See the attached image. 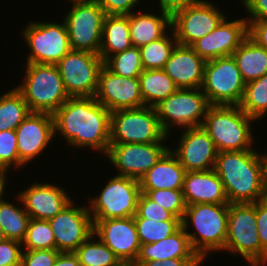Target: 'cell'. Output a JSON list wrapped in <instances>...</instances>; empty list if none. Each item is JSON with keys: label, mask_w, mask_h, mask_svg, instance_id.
I'll list each match as a JSON object with an SVG mask.
<instances>
[{"label": "cell", "mask_w": 267, "mask_h": 266, "mask_svg": "<svg viewBox=\"0 0 267 266\" xmlns=\"http://www.w3.org/2000/svg\"><path fill=\"white\" fill-rule=\"evenodd\" d=\"M111 112L95 97L69 98L54 114V130L73 147H90L107 153Z\"/></svg>", "instance_id": "obj_1"}, {"label": "cell", "mask_w": 267, "mask_h": 266, "mask_svg": "<svg viewBox=\"0 0 267 266\" xmlns=\"http://www.w3.org/2000/svg\"><path fill=\"white\" fill-rule=\"evenodd\" d=\"M214 170L229 203H255L266 198L264 156L255 150L218 152Z\"/></svg>", "instance_id": "obj_2"}, {"label": "cell", "mask_w": 267, "mask_h": 266, "mask_svg": "<svg viewBox=\"0 0 267 266\" xmlns=\"http://www.w3.org/2000/svg\"><path fill=\"white\" fill-rule=\"evenodd\" d=\"M228 204L187 205L181 225L193 250L204 260L212 251H224L227 238ZM191 225L194 233L187 231Z\"/></svg>", "instance_id": "obj_3"}, {"label": "cell", "mask_w": 267, "mask_h": 266, "mask_svg": "<svg viewBox=\"0 0 267 266\" xmlns=\"http://www.w3.org/2000/svg\"><path fill=\"white\" fill-rule=\"evenodd\" d=\"M240 106L211 105L202 127L209 134L218 152L253 149L251 122Z\"/></svg>", "instance_id": "obj_4"}, {"label": "cell", "mask_w": 267, "mask_h": 266, "mask_svg": "<svg viewBox=\"0 0 267 266\" xmlns=\"http://www.w3.org/2000/svg\"><path fill=\"white\" fill-rule=\"evenodd\" d=\"M23 79L15 88L31 112L53 115L70 98L55 64L26 63Z\"/></svg>", "instance_id": "obj_5"}, {"label": "cell", "mask_w": 267, "mask_h": 266, "mask_svg": "<svg viewBox=\"0 0 267 266\" xmlns=\"http://www.w3.org/2000/svg\"><path fill=\"white\" fill-rule=\"evenodd\" d=\"M163 130L154 107L112 111L110 115V143L165 142Z\"/></svg>", "instance_id": "obj_6"}, {"label": "cell", "mask_w": 267, "mask_h": 266, "mask_svg": "<svg viewBox=\"0 0 267 266\" xmlns=\"http://www.w3.org/2000/svg\"><path fill=\"white\" fill-rule=\"evenodd\" d=\"M245 86L233 56L206 61L201 90L210 105L239 106Z\"/></svg>", "instance_id": "obj_7"}, {"label": "cell", "mask_w": 267, "mask_h": 266, "mask_svg": "<svg viewBox=\"0 0 267 266\" xmlns=\"http://www.w3.org/2000/svg\"><path fill=\"white\" fill-rule=\"evenodd\" d=\"M256 202L229 203L227 238L224 250L241 255L248 264L261 263V243L257 231Z\"/></svg>", "instance_id": "obj_8"}, {"label": "cell", "mask_w": 267, "mask_h": 266, "mask_svg": "<svg viewBox=\"0 0 267 266\" xmlns=\"http://www.w3.org/2000/svg\"><path fill=\"white\" fill-rule=\"evenodd\" d=\"M201 88H183L160 101L156 114L163 130L170 136V127H200L210 107Z\"/></svg>", "instance_id": "obj_9"}, {"label": "cell", "mask_w": 267, "mask_h": 266, "mask_svg": "<svg viewBox=\"0 0 267 266\" xmlns=\"http://www.w3.org/2000/svg\"><path fill=\"white\" fill-rule=\"evenodd\" d=\"M64 22L72 50L99 54L106 13L96 0H71Z\"/></svg>", "instance_id": "obj_10"}, {"label": "cell", "mask_w": 267, "mask_h": 266, "mask_svg": "<svg viewBox=\"0 0 267 266\" xmlns=\"http://www.w3.org/2000/svg\"><path fill=\"white\" fill-rule=\"evenodd\" d=\"M140 194L138 179L115 175L108 180L99 196L90 198L88 208L91 217L92 219L134 217Z\"/></svg>", "instance_id": "obj_11"}, {"label": "cell", "mask_w": 267, "mask_h": 266, "mask_svg": "<svg viewBox=\"0 0 267 266\" xmlns=\"http://www.w3.org/2000/svg\"><path fill=\"white\" fill-rule=\"evenodd\" d=\"M22 35L29 46L27 63L57 64L72 50L65 22H32Z\"/></svg>", "instance_id": "obj_12"}, {"label": "cell", "mask_w": 267, "mask_h": 266, "mask_svg": "<svg viewBox=\"0 0 267 266\" xmlns=\"http://www.w3.org/2000/svg\"><path fill=\"white\" fill-rule=\"evenodd\" d=\"M70 98L95 97L103 60L99 54L71 50L57 64Z\"/></svg>", "instance_id": "obj_13"}, {"label": "cell", "mask_w": 267, "mask_h": 266, "mask_svg": "<svg viewBox=\"0 0 267 266\" xmlns=\"http://www.w3.org/2000/svg\"><path fill=\"white\" fill-rule=\"evenodd\" d=\"M169 149L163 142L110 143L106 157L118 170V176L139 180Z\"/></svg>", "instance_id": "obj_14"}, {"label": "cell", "mask_w": 267, "mask_h": 266, "mask_svg": "<svg viewBox=\"0 0 267 266\" xmlns=\"http://www.w3.org/2000/svg\"><path fill=\"white\" fill-rule=\"evenodd\" d=\"M216 5L201 1L171 16V29L180 45L190 46L213 31L225 18Z\"/></svg>", "instance_id": "obj_15"}, {"label": "cell", "mask_w": 267, "mask_h": 266, "mask_svg": "<svg viewBox=\"0 0 267 266\" xmlns=\"http://www.w3.org/2000/svg\"><path fill=\"white\" fill-rule=\"evenodd\" d=\"M71 202L61 212L49 219L55 238L56 250L75 252L94 231L89 208L77 207Z\"/></svg>", "instance_id": "obj_16"}, {"label": "cell", "mask_w": 267, "mask_h": 266, "mask_svg": "<svg viewBox=\"0 0 267 266\" xmlns=\"http://www.w3.org/2000/svg\"><path fill=\"white\" fill-rule=\"evenodd\" d=\"M92 220L93 233L115 253L124 265H133L141 247L134 218Z\"/></svg>", "instance_id": "obj_17"}, {"label": "cell", "mask_w": 267, "mask_h": 266, "mask_svg": "<svg viewBox=\"0 0 267 266\" xmlns=\"http://www.w3.org/2000/svg\"><path fill=\"white\" fill-rule=\"evenodd\" d=\"M95 99L110 112L145 106L142 99L139 77L128 78L118 76L104 65L99 71Z\"/></svg>", "instance_id": "obj_18"}, {"label": "cell", "mask_w": 267, "mask_h": 266, "mask_svg": "<svg viewBox=\"0 0 267 266\" xmlns=\"http://www.w3.org/2000/svg\"><path fill=\"white\" fill-rule=\"evenodd\" d=\"M15 130L20 169L43 153L53 140L55 136L53 115L30 112Z\"/></svg>", "instance_id": "obj_19"}, {"label": "cell", "mask_w": 267, "mask_h": 266, "mask_svg": "<svg viewBox=\"0 0 267 266\" xmlns=\"http://www.w3.org/2000/svg\"><path fill=\"white\" fill-rule=\"evenodd\" d=\"M225 17L209 34L196 40L190 47L205 61L232 56L248 37V21H228Z\"/></svg>", "instance_id": "obj_20"}, {"label": "cell", "mask_w": 267, "mask_h": 266, "mask_svg": "<svg viewBox=\"0 0 267 266\" xmlns=\"http://www.w3.org/2000/svg\"><path fill=\"white\" fill-rule=\"evenodd\" d=\"M181 134L177 148L170 151L186 172L213 170L218 151L204 128H184Z\"/></svg>", "instance_id": "obj_21"}, {"label": "cell", "mask_w": 267, "mask_h": 266, "mask_svg": "<svg viewBox=\"0 0 267 266\" xmlns=\"http://www.w3.org/2000/svg\"><path fill=\"white\" fill-rule=\"evenodd\" d=\"M32 219L49 220L61 212L72 200L59 185L35 182L17 194Z\"/></svg>", "instance_id": "obj_22"}, {"label": "cell", "mask_w": 267, "mask_h": 266, "mask_svg": "<svg viewBox=\"0 0 267 266\" xmlns=\"http://www.w3.org/2000/svg\"><path fill=\"white\" fill-rule=\"evenodd\" d=\"M205 63L190 46L177 44L163 70L179 89L201 88Z\"/></svg>", "instance_id": "obj_23"}, {"label": "cell", "mask_w": 267, "mask_h": 266, "mask_svg": "<svg viewBox=\"0 0 267 266\" xmlns=\"http://www.w3.org/2000/svg\"><path fill=\"white\" fill-rule=\"evenodd\" d=\"M182 192L186 205L229 204L224 185L214 169L186 172Z\"/></svg>", "instance_id": "obj_24"}, {"label": "cell", "mask_w": 267, "mask_h": 266, "mask_svg": "<svg viewBox=\"0 0 267 266\" xmlns=\"http://www.w3.org/2000/svg\"><path fill=\"white\" fill-rule=\"evenodd\" d=\"M201 259L193 250L190 240L181 227L177 232L158 242L143 244L139 255L132 266H140L143 262L163 261L166 259Z\"/></svg>", "instance_id": "obj_25"}, {"label": "cell", "mask_w": 267, "mask_h": 266, "mask_svg": "<svg viewBox=\"0 0 267 266\" xmlns=\"http://www.w3.org/2000/svg\"><path fill=\"white\" fill-rule=\"evenodd\" d=\"M186 170L170 149L140 179L141 190L182 189Z\"/></svg>", "instance_id": "obj_26"}, {"label": "cell", "mask_w": 267, "mask_h": 266, "mask_svg": "<svg viewBox=\"0 0 267 266\" xmlns=\"http://www.w3.org/2000/svg\"><path fill=\"white\" fill-rule=\"evenodd\" d=\"M161 15L134 10L127 15L129 33L133 46L138 48L167 35V27L171 29V15L160 11Z\"/></svg>", "instance_id": "obj_27"}, {"label": "cell", "mask_w": 267, "mask_h": 266, "mask_svg": "<svg viewBox=\"0 0 267 266\" xmlns=\"http://www.w3.org/2000/svg\"><path fill=\"white\" fill-rule=\"evenodd\" d=\"M127 15H106L103 23L99 56L103 62L113 54L131 48Z\"/></svg>", "instance_id": "obj_28"}, {"label": "cell", "mask_w": 267, "mask_h": 266, "mask_svg": "<svg viewBox=\"0 0 267 266\" xmlns=\"http://www.w3.org/2000/svg\"><path fill=\"white\" fill-rule=\"evenodd\" d=\"M232 56L246 83L267 74V50L249 36L233 52Z\"/></svg>", "instance_id": "obj_29"}, {"label": "cell", "mask_w": 267, "mask_h": 266, "mask_svg": "<svg viewBox=\"0 0 267 266\" xmlns=\"http://www.w3.org/2000/svg\"><path fill=\"white\" fill-rule=\"evenodd\" d=\"M145 106L154 107L179 88L163 69L143 70L139 76Z\"/></svg>", "instance_id": "obj_30"}, {"label": "cell", "mask_w": 267, "mask_h": 266, "mask_svg": "<svg viewBox=\"0 0 267 266\" xmlns=\"http://www.w3.org/2000/svg\"><path fill=\"white\" fill-rule=\"evenodd\" d=\"M23 208L6 200L0 201V228L6 239L22 243L31 217Z\"/></svg>", "instance_id": "obj_31"}, {"label": "cell", "mask_w": 267, "mask_h": 266, "mask_svg": "<svg viewBox=\"0 0 267 266\" xmlns=\"http://www.w3.org/2000/svg\"><path fill=\"white\" fill-rule=\"evenodd\" d=\"M30 112L22 94L9 90L0 97V131L15 130Z\"/></svg>", "instance_id": "obj_32"}, {"label": "cell", "mask_w": 267, "mask_h": 266, "mask_svg": "<svg viewBox=\"0 0 267 266\" xmlns=\"http://www.w3.org/2000/svg\"><path fill=\"white\" fill-rule=\"evenodd\" d=\"M93 237L94 233L74 252L81 266H125L109 247Z\"/></svg>", "instance_id": "obj_33"}, {"label": "cell", "mask_w": 267, "mask_h": 266, "mask_svg": "<svg viewBox=\"0 0 267 266\" xmlns=\"http://www.w3.org/2000/svg\"><path fill=\"white\" fill-rule=\"evenodd\" d=\"M167 34L147 45L140 47L141 62L144 70L163 69L169 60L172 51L178 44L174 32Z\"/></svg>", "instance_id": "obj_34"}, {"label": "cell", "mask_w": 267, "mask_h": 266, "mask_svg": "<svg viewBox=\"0 0 267 266\" xmlns=\"http://www.w3.org/2000/svg\"><path fill=\"white\" fill-rule=\"evenodd\" d=\"M239 106L255 121L265 116L267 113V74L246 83Z\"/></svg>", "instance_id": "obj_35"}, {"label": "cell", "mask_w": 267, "mask_h": 266, "mask_svg": "<svg viewBox=\"0 0 267 266\" xmlns=\"http://www.w3.org/2000/svg\"><path fill=\"white\" fill-rule=\"evenodd\" d=\"M134 221L141 245L158 242L171 236L182 227L181 219L175 216L166 221H154L148 218H134Z\"/></svg>", "instance_id": "obj_36"}, {"label": "cell", "mask_w": 267, "mask_h": 266, "mask_svg": "<svg viewBox=\"0 0 267 266\" xmlns=\"http://www.w3.org/2000/svg\"><path fill=\"white\" fill-rule=\"evenodd\" d=\"M103 65L112 73L128 78L139 77L144 70L141 62V52L136 46L109 56L103 62Z\"/></svg>", "instance_id": "obj_37"}, {"label": "cell", "mask_w": 267, "mask_h": 266, "mask_svg": "<svg viewBox=\"0 0 267 266\" xmlns=\"http://www.w3.org/2000/svg\"><path fill=\"white\" fill-rule=\"evenodd\" d=\"M23 250L56 249L52 227L48 220L30 219L24 240Z\"/></svg>", "instance_id": "obj_38"}, {"label": "cell", "mask_w": 267, "mask_h": 266, "mask_svg": "<svg viewBox=\"0 0 267 266\" xmlns=\"http://www.w3.org/2000/svg\"><path fill=\"white\" fill-rule=\"evenodd\" d=\"M141 192L182 220L187 207L182 189L141 190Z\"/></svg>", "instance_id": "obj_39"}, {"label": "cell", "mask_w": 267, "mask_h": 266, "mask_svg": "<svg viewBox=\"0 0 267 266\" xmlns=\"http://www.w3.org/2000/svg\"><path fill=\"white\" fill-rule=\"evenodd\" d=\"M19 168L16 130L0 131V166Z\"/></svg>", "instance_id": "obj_40"}, {"label": "cell", "mask_w": 267, "mask_h": 266, "mask_svg": "<svg viewBox=\"0 0 267 266\" xmlns=\"http://www.w3.org/2000/svg\"><path fill=\"white\" fill-rule=\"evenodd\" d=\"M174 215L149 199L144 193L141 192L136 208V214L133 218H148L154 221L171 220Z\"/></svg>", "instance_id": "obj_41"}, {"label": "cell", "mask_w": 267, "mask_h": 266, "mask_svg": "<svg viewBox=\"0 0 267 266\" xmlns=\"http://www.w3.org/2000/svg\"><path fill=\"white\" fill-rule=\"evenodd\" d=\"M59 253L56 249L23 250L21 266H53Z\"/></svg>", "instance_id": "obj_42"}, {"label": "cell", "mask_w": 267, "mask_h": 266, "mask_svg": "<svg viewBox=\"0 0 267 266\" xmlns=\"http://www.w3.org/2000/svg\"><path fill=\"white\" fill-rule=\"evenodd\" d=\"M23 246L16 240L0 242V266H21Z\"/></svg>", "instance_id": "obj_43"}, {"label": "cell", "mask_w": 267, "mask_h": 266, "mask_svg": "<svg viewBox=\"0 0 267 266\" xmlns=\"http://www.w3.org/2000/svg\"><path fill=\"white\" fill-rule=\"evenodd\" d=\"M256 220L261 243V263L267 264V198L256 202Z\"/></svg>", "instance_id": "obj_44"}, {"label": "cell", "mask_w": 267, "mask_h": 266, "mask_svg": "<svg viewBox=\"0 0 267 266\" xmlns=\"http://www.w3.org/2000/svg\"><path fill=\"white\" fill-rule=\"evenodd\" d=\"M106 15H129L139 0H96ZM141 1V0H140ZM132 11V12H131Z\"/></svg>", "instance_id": "obj_45"}, {"label": "cell", "mask_w": 267, "mask_h": 266, "mask_svg": "<svg viewBox=\"0 0 267 266\" xmlns=\"http://www.w3.org/2000/svg\"><path fill=\"white\" fill-rule=\"evenodd\" d=\"M248 36L267 50V20H247Z\"/></svg>", "instance_id": "obj_46"}, {"label": "cell", "mask_w": 267, "mask_h": 266, "mask_svg": "<svg viewBox=\"0 0 267 266\" xmlns=\"http://www.w3.org/2000/svg\"><path fill=\"white\" fill-rule=\"evenodd\" d=\"M249 18L246 20H267V0H242Z\"/></svg>", "instance_id": "obj_47"}, {"label": "cell", "mask_w": 267, "mask_h": 266, "mask_svg": "<svg viewBox=\"0 0 267 266\" xmlns=\"http://www.w3.org/2000/svg\"><path fill=\"white\" fill-rule=\"evenodd\" d=\"M204 0H159L160 10L169 15H173L179 10L190 7Z\"/></svg>", "instance_id": "obj_48"}, {"label": "cell", "mask_w": 267, "mask_h": 266, "mask_svg": "<svg viewBox=\"0 0 267 266\" xmlns=\"http://www.w3.org/2000/svg\"><path fill=\"white\" fill-rule=\"evenodd\" d=\"M203 264L202 259H166L163 261L143 262L140 266H200Z\"/></svg>", "instance_id": "obj_49"}, {"label": "cell", "mask_w": 267, "mask_h": 266, "mask_svg": "<svg viewBox=\"0 0 267 266\" xmlns=\"http://www.w3.org/2000/svg\"><path fill=\"white\" fill-rule=\"evenodd\" d=\"M53 266H81L74 252H60Z\"/></svg>", "instance_id": "obj_50"}, {"label": "cell", "mask_w": 267, "mask_h": 266, "mask_svg": "<svg viewBox=\"0 0 267 266\" xmlns=\"http://www.w3.org/2000/svg\"><path fill=\"white\" fill-rule=\"evenodd\" d=\"M8 168L0 166V201L4 200L3 199V194L5 193V186L6 185V174L8 172Z\"/></svg>", "instance_id": "obj_51"}, {"label": "cell", "mask_w": 267, "mask_h": 266, "mask_svg": "<svg viewBox=\"0 0 267 266\" xmlns=\"http://www.w3.org/2000/svg\"><path fill=\"white\" fill-rule=\"evenodd\" d=\"M263 180H264V193L267 198V160H264V175H263Z\"/></svg>", "instance_id": "obj_52"}, {"label": "cell", "mask_w": 267, "mask_h": 266, "mask_svg": "<svg viewBox=\"0 0 267 266\" xmlns=\"http://www.w3.org/2000/svg\"><path fill=\"white\" fill-rule=\"evenodd\" d=\"M5 239L6 238H5V236H4L3 232H2V229L0 228V242H3Z\"/></svg>", "instance_id": "obj_53"}, {"label": "cell", "mask_w": 267, "mask_h": 266, "mask_svg": "<svg viewBox=\"0 0 267 266\" xmlns=\"http://www.w3.org/2000/svg\"><path fill=\"white\" fill-rule=\"evenodd\" d=\"M251 266H264L266 263H250Z\"/></svg>", "instance_id": "obj_54"}, {"label": "cell", "mask_w": 267, "mask_h": 266, "mask_svg": "<svg viewBox=\"0 0 267 266\" xmlns=\"http://www.w3.org/2000/svg\"><path fill=\"white\" fill-rule=\"evenodd\" d=\"M264 160H267V152L263 154Z\"/></svg>", "instance_id": "obj_55"}]
</instances>
